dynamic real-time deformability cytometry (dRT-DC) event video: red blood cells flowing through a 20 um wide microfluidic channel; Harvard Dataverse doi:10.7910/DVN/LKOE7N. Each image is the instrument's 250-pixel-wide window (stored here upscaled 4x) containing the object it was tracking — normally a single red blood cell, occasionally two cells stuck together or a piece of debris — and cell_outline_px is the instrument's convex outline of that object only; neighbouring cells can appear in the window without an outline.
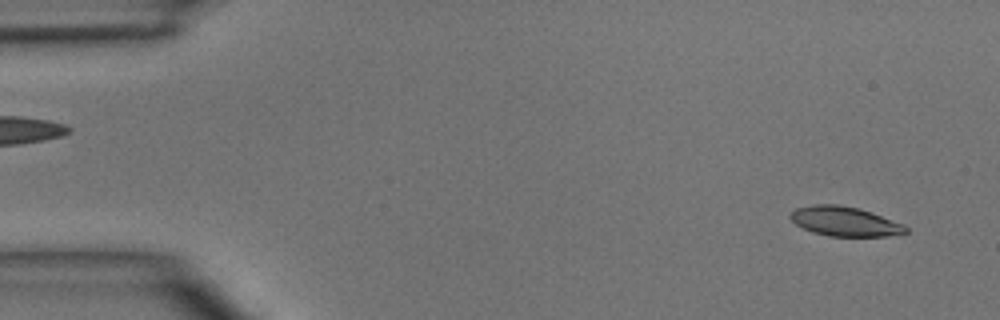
{"species": "common noctule bat (a hibernating species)", "species_latin": "Nyctalus noctula", "temperature_condition": "room temperature", "stored_images_in_passage": 4, "segment_of_instrument_passage": [2, 2], "camera_frame_rate_fps": 3000, "um_per_image_px": 0.085, "animal": {"sex": "male", "body_mass_g": 15.6}, "frame": {"image": 1, "passage_image": 4, "time_ms": 3.333, "image_size_px": [1000, 320], "cell_outline_px": [[908, 232], [888, 236], [828, 236], [812, 232], [796, 224], [788, 216], [796, 208], [812, 204], [836, 204], [856, 208], [872, 212], [904, 224], [908, 228]], "centroid_in_image_um": [71.81, 18.82], "position_along_channel_um": 13.2, "area_um2": 19.83}}